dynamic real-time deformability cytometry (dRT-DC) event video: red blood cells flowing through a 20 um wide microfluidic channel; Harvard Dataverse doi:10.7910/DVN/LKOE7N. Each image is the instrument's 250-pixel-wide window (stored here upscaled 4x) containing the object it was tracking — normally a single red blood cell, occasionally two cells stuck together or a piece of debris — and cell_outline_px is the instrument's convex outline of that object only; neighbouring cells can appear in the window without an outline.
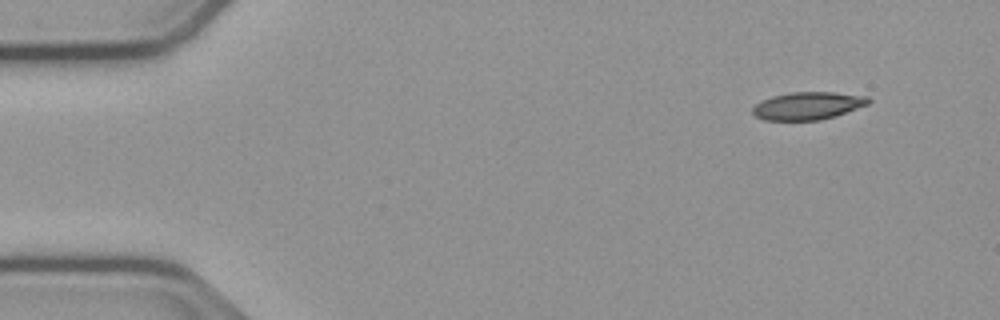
{"species": "common noctule bat (a hibernating species)", "species_latin": "Nyctalus noctula", "temperature_condition": "cold", "stored_images_in_passage": 50, "camera_frame_rate_fps": 3000, "um_per_image_px": 0.085, "animal": {"sex": "male", "body_mass_g": 23.1, "forearm_length_mm": 52.7}, "frame": {"image": 1, "passage_image": 1, "time_ms": 0.0, "image_size_px": [1000, 320], "cell_outline_px": [[872, 100], [868, 104], [836, 116], [820, 120], [764, 120], [756, 116], [752, 112], [752, 108], [760, 100], [772, 96], [792, 92], [832, 92], [868, 96]], "centroid_in_image_um": [68.67, 8.99], "position_along_channel_um": 16.3, "area_um2": 18.73}}
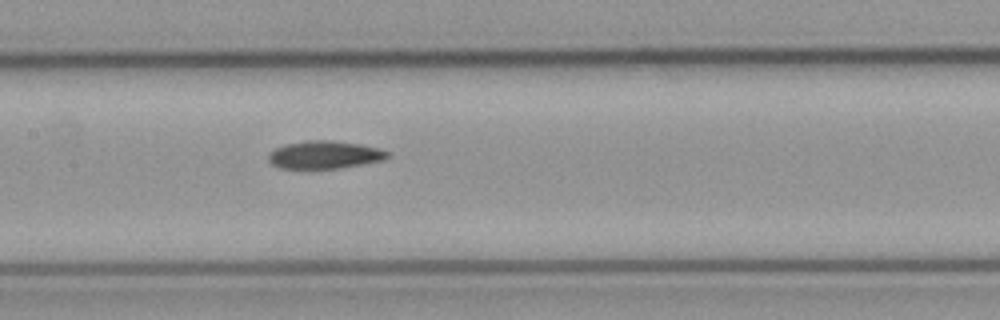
{"frame": {"image": 2, "passage_image": 22, "time_ms": 7.0, "image_size_px": [1000, 320], "cell_outline_px": [[392, 152], [384, 160], [340, 168], [280, 168], [272, 164], [268, 160], [268, 152], [284, 144], [308, 140], [332, 140], [360, 144], [380, 148]], "centroid_in_image_um": [27.6, 13.14], "position_along_channel_um": 179.8, "area_um2": 19.42}}
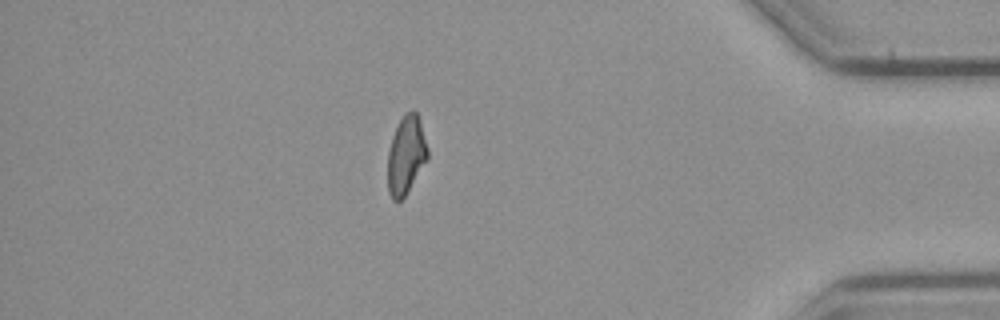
{"frame": {"image": 3, "passage_image": 43, "time_ms": 14.0, "image_size_px": [1000, 320], "cell_outline_px": [[428, 160], [404, 196], [400, 200], [392, 200], [388, 192], [388, 152], [392, 136], [404, 112], [412, 108], [416, 112], [420, 120], [428, 148]], "centroid_in_image_um": [34.52, 13.15], "position_along_channel_um": 400.7, "area_um2": 18.26}, "authors_computed_cell_mechanics": {"area_um2": 19.1607, "velocity_mm_per_s": 3.7652, "shape_relaxation_time_tau1_ms": null, "shape_relaxation_time_tau2_ms": 6.1887, "deformation_change_tau1": null, "deformation_change_tau2": 0.136}}